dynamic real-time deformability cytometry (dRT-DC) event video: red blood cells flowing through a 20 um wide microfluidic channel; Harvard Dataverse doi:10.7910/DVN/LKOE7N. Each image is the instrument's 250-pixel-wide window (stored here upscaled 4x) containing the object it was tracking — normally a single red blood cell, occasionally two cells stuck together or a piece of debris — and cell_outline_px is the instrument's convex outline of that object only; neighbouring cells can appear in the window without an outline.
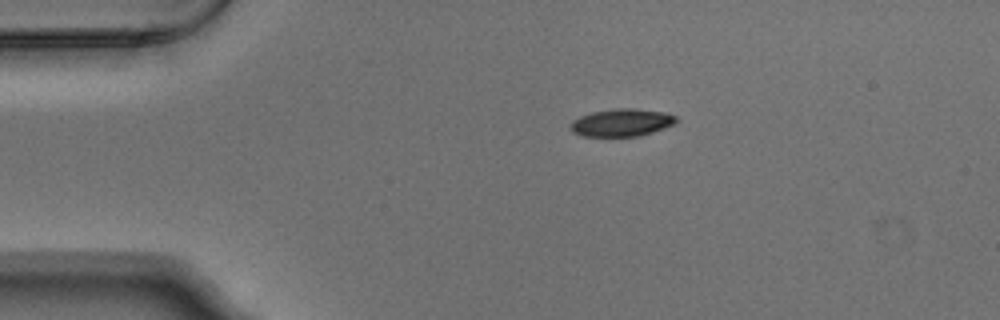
{"species": "Egyptian fruit bat (a non-hibernating species)", "species_latin": "Rousettus aegyptiacus", "temperature_condition": "warm", "stored_images_in_passage": 3, "camera_frame_rate_fps": 3000, "um_per_image_px": 0.085, "animal": {"sex": "male"}, "frame": {"image": 1, "passage_image": 1, "time_ms": 0.0, "image_size_px": [1000, 320], "cell_outline_px": [[680, 120], [676, 124], [652, 132], [636, 136], [584, 136], [572, 132], [568, 128], [568, 124], [572, 120], [580, 116], [592, 112], [616, 108], [632, 108], [668, 112], [676, 116]], "centroid_in_image_um": [52.85, 10.41], "position_along_channel_um": 32.1, "area_um2": 17.28}}
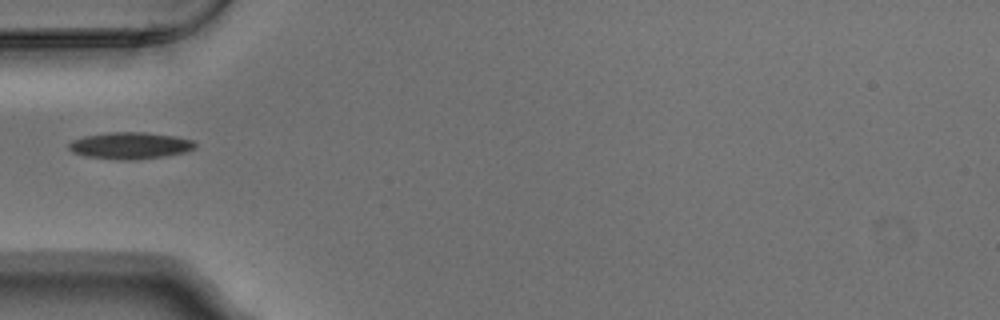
{"frame": {"image": 2, "passage_image": 3, "time_ms": 0.667, "image_size_px": [1000, 320], "cell_outline_px": [[196, 148], [184, 152], [164, 156], [132, 160], [116, 160], [84, 156], [72, 152], [68, 148], [68, 144], [72, 140], [84, 136], [112, 132], [144, 132], [176, 136], [192, 140], [196, 144]], "centroid_in_image_um": [11.04, 12.38], "position_along_channel_um": 74.0, "area_um2": 19.77}}